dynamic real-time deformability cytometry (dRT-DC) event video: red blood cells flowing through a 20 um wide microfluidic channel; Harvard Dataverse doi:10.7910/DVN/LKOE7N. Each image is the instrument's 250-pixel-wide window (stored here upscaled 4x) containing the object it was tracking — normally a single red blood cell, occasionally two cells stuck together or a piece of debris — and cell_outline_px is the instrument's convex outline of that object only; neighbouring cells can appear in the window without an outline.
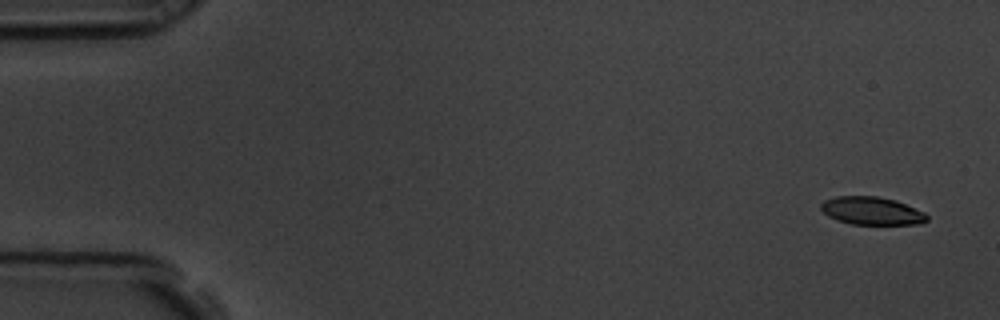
{"species": "common noctule bat (a hibernating species)", "species_latin": "Nyctalus noctula", "temperature_condition": "room temperature", "stored_images_in_passage": 6, "camera_frame_rate_fps": 3000, "um_per_image_px": 0.085, "animal": {"sex": "male", "body_mass_g": 19.5, "forearm_length_mm": 54.6}, "frame": {"image": 1, "passage_image": 1, "time_ms": 0.0, "image_size_px": [1000, 320], "cell_outline_px": [[928, 220], [920, 224], [852, 224], [836, 220], [828, 216], [820, 208], [820, 204], [824, 200], [836, 196], [876, 196], [896, 200], [924, 212], [928, 216]], "centroid_in_image_um": [74.09, 17.92], "position_along_channel_um": 10.9, "area_um2": 17.28}}
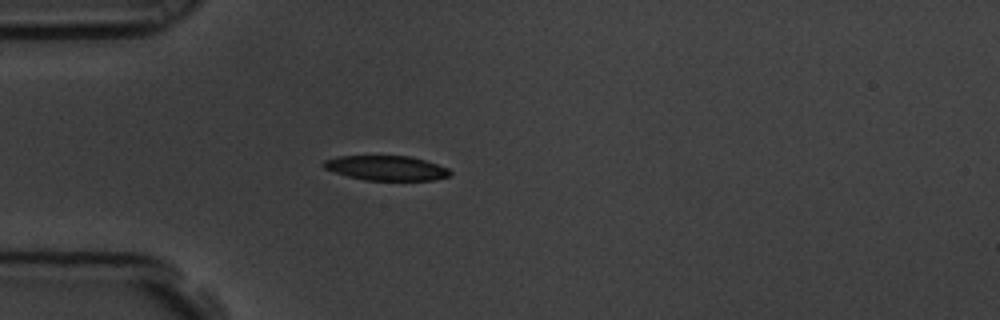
{"frame": {"image": 2, "passage_image": 5, "time_ms": 1.333, "image_size_px": [1000, 320], "cell_outline_px": [[452, 172], [448, 176], [432, 180], [364, 180], [348, 176], [324, 168], [320, 164], [324, 160], [336, 156], [408, 156], [424, 160], [448, 168]], "centroid_in_image_um": [32.8, 14.28], "position_along_channel_um": 52.2, "area_um2": 18.09}}